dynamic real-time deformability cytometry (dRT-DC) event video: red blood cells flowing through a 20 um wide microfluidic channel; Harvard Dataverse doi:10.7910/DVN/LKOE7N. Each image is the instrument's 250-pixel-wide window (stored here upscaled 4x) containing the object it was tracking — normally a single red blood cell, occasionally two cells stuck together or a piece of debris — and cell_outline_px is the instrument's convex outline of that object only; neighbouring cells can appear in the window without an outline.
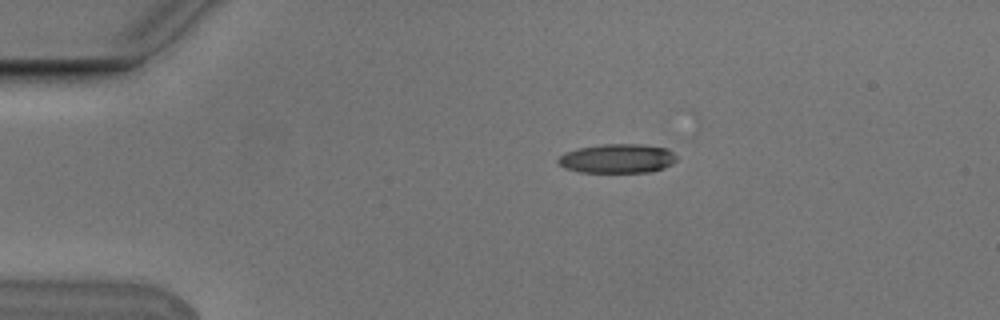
{"species": "Egyptian fruit bat (a non-hibernating species)", "species_latin": "Rousettus aegyptiacus", "temperature_condition": "cold", "stored_images_in_passage": 5, "camera_frame_rate_fps": 3000, "um_per_image_px": 0.085, "animal": {"sex": "male"}, "frame": {"image": 1, "passage_image": 3, "time_ms": 0.667, "image_size_px": [1000, 320], "cell_outline_px": [[676, 160], [672, 164], [664, 168], [652, 172], [580, 172], [564, 168], [556, 160], [564, 152], [576, 148], [604, 144], [640, 144], [668, 148], [676, 156]], "centroid_in_image_um": [52.47, 13.47], "position_along_channel_um": 32.5, "area_um2": 20.29}}
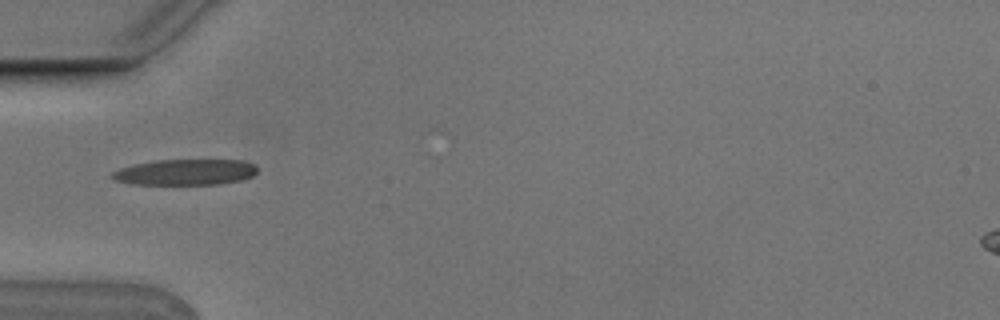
{"frame": {"image": 2, "passage_image": 5, "time_ms": 1.333, "image_size_px": [1000, 320], "cell_outline_px": [[256, 172], [252, 176], [240, 180], [216, 184], [132, 184], [116, 180], [108, 176], [112, 172], [120, 168], [132, 164], [156, 160], [244, 160], [256, 164]], "centroid_in_image_um": [15.73, 14.62], "position_along_channel_um": 69.3, "area_um2": 21.91}}